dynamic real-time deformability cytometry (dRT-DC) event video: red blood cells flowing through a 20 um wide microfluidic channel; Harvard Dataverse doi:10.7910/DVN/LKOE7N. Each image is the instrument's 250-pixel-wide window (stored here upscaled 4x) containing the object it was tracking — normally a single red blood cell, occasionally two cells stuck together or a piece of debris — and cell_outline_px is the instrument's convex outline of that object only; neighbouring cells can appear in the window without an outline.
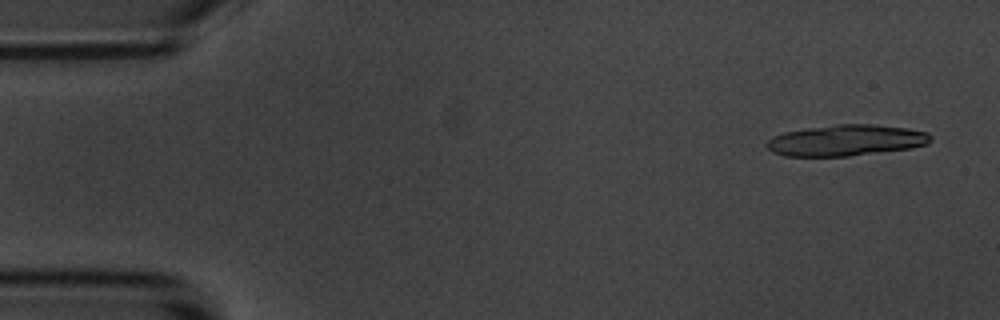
{"species": "common noctule bat (a hibernating species)", "species_latin": "Nyctalus noctula", "temperature_condition": "room temperature", "stored_images_in_passage": 14, "camera_frame_rate_fps": 3000, "um_per_image_px": 0.085, "animal": {"sex": "male", "body_mass_g": 20.1, "forearm_length_mm": 53.5}, "frame": {"image": 1, "passage_image": 2, "time_ms": 0.333, "image_size_px": [1000, 320], "cell_outline_px": [[932, 140], [928, 144], [912, 148], [848, 156], [784, 156], [772, 152], [764, 144], [772, 136], [784, 132], [808, 128], [836, 124], [876, 124], [908, 128], [928, 132], [932, 136]], "centroid_in_image_um": [71.93, 11.92], "position_along_channel_um": 13.1, "area_um2": 29.94}}